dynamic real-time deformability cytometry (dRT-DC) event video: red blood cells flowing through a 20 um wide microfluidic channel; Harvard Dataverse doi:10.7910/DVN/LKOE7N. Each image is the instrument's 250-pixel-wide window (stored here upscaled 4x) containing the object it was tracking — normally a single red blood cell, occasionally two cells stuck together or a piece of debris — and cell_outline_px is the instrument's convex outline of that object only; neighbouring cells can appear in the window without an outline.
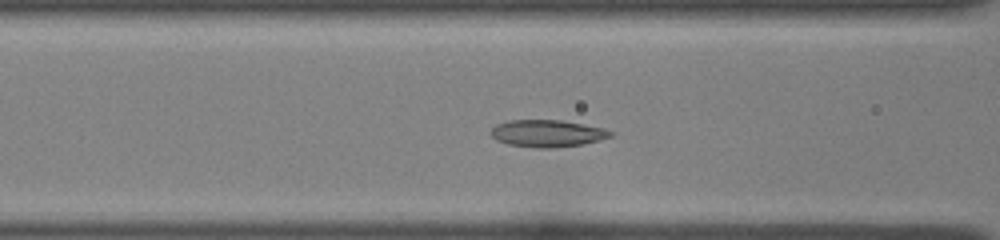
{"species": "common noctule bat (a hibernating species)", "species_latin": "Nyctalus noctula", "temperature_condition": "room temperature", "stored_images_in_passage": 44, "camera_frame_rate_fps": 3000, "um_per_image_px": 0.085, "animal": {"sex": "female", "body_mass_g": 22.0, "forearm_length_mm": 56.7}, "frame": {"image": 1, "passage_image": 16, "time_ms": 5.0, "image_size_px": [1000, 240], "cell_outline_px": [[612, 136], [600, 140], [580, 144], [552, 148], [536, 148], [508, 144], [496, 140], [488, 132], [496, 124], [508, 120], [560, 120], [584, 124], [604, 128], [612, 132]], "centroid_in_image_um": [46.48, 11.33], "position_along_channel_um": 120.1, "area_um2": 18.9}}
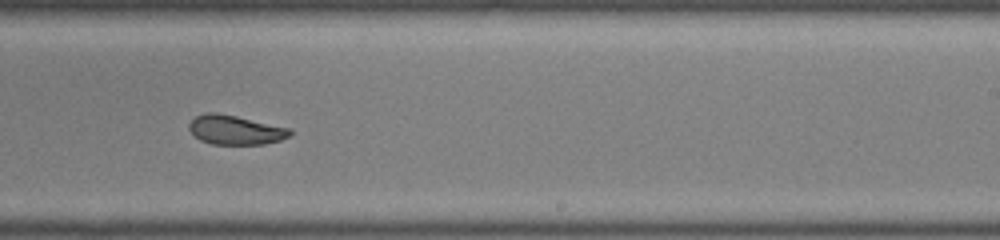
{"frame": {"image": 2, "passage_image": 27, "time_ms": 8.667, "image_size_px": [1000, 240], "cell_outline_px": [[292, 132], [288, 136], [280, 140], [264, 144], [212, 144], [200, 140], [188, 128], [188, 124], [196, 116], [204, 112], [216, 112], [236, 116], [292, 128]], "centroid_in_image_um": [20.0, 11.03], "position_along_channel_um": 269.0, "area_um2": 17.22}}
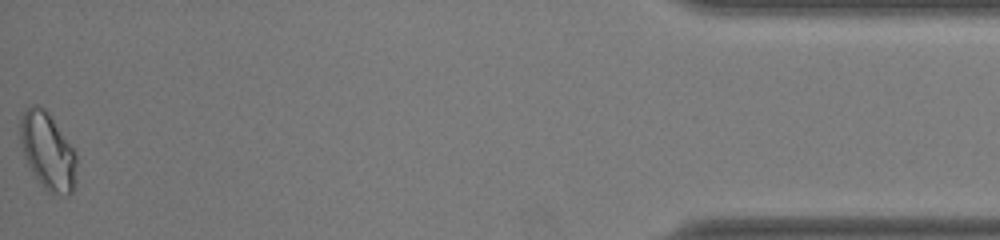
{"frame": {"image": 3, "passage_image": 44, "time_ms": 14.333, "image_size_px": [1000, 240], "cell_outline_px": [[76, 180], [72, 192], [68, 196], [64, 196], [48, 192], [40, 184], [32, 172], [24, 156], [20, 144], [20, 120], [24, 112], [32, 104], [36, 104], [44, 108], [48, 112], [76, 152]], "centroid_in_image_um": [4.06, 12.87], "position_along_channel_um": 431.1, "area_um2": 25.43}, "authors_computed_cell_mechanics": {"area_um2": 18.6405, "velocity_mm_per_s": 4.0718, "shape_relaxation_time_tau1_ms": null, "shape_relaxation_time_tau2_ms": 1.4523, "deformation_change_tau1": null, "deformation_change_tau2": 0.0505}}